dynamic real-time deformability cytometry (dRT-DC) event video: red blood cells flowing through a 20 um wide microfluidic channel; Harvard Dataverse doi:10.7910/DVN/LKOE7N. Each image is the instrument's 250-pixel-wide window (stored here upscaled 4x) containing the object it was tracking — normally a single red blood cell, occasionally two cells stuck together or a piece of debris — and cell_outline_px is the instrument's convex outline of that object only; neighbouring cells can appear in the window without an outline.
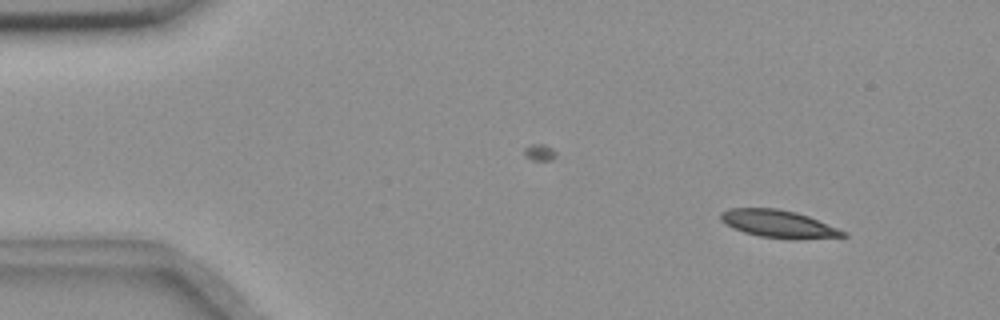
{"species": "common noctule bat (a hibernating species)", "species_latin": "Nyctalus noctula", "temperature_condition": "room temperature", "stored_images_in_passage": 4, "camera_frame_rate_fps": 3000, "um_per_image_px": 0.085, "animal": {"sex": "female", "body_mass_g": 18.4}, "frame": {"image": 1, "passage_image": 1, "time_ms": 0.0, "image_size_px": [1000, 320], "cell_outline_px": [[848, 236], [792, 240], [760, 236], [744, 232], [732, 228], [720, 220], [720, 212], [728, 208], [776, 208], [796, 212], [808, 216], [848, 232]], "centroid_in_image_um": [66.17, 19.03], "position_along_channel_um": 18.8, "area_um2": 19.83}}
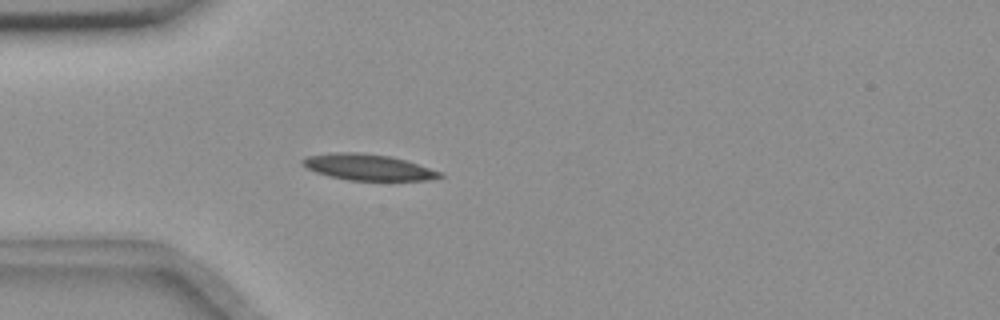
{"frame": {"image": 2, "passage_image": 4, "time_ms": 3.333, "image_size_px": [1000, 320], "cell_outline_px": [[444, 176], [428, 180], [348, 180], [328, 176], [316, 172], [300, 164], [300, 160], [304, 156], [332, 152], [360, 152], [392, 156], [444, 172]], "centroid_in_image_um": [31.26, 14.2], "position_along_channel_um": 53.7, "area_um2": 21.15}}